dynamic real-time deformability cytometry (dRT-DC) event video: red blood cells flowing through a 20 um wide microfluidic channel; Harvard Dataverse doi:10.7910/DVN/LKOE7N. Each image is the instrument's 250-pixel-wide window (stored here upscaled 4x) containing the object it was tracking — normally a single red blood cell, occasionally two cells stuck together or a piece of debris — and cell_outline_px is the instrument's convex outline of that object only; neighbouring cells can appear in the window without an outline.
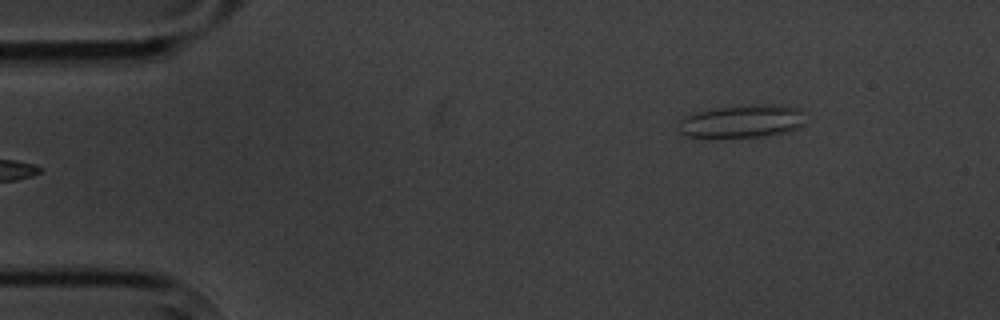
{"species": "common noctule bat (a hibernating species)", "species_latin": "Nyctalus noctula", "temperature_condition": "cold", "stored_images_in_passage": 6, "camera_frame_rate_fps": 3000, "um_per_image_px": 0.085, "animal": {"sex": "male", "body_mass_g": 20.1, "forearm_length_mm": 53.5}, "frame": {"image": 1, "passage_image": 6, "time_ms": 6.0, "image_size_px": [1000, 320], "cell_outline_px": [[804, 124], [800, 128], [792, 132], [772, 136], [688, 136], [680, 132], [680, 120], [692, 112], [716, 108], [764, 104], [772, 104], [800, 108]], "centroid_in_image_um": [63.16, 10.3], "position_along_channel_um": 21.8, "area_um2": 24.1}}